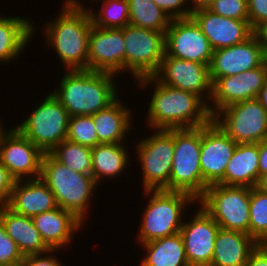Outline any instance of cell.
I'll return each mask as SVG.
<instances>
[{"mask_svg": "<svg viewBox=\"0 0 267 266\" xmlns=\"http://www.w3.org/2000/svg\"><path fill=\"white\" fill-rule=\"evenodd\" d=\"M255 187L260 191L267 193V173L259 176Z\"/></svg>", "mask_w": 267, "mask_h": 266, "instance_id": "bcb514c9", "label": "cell"}, {"mask_svg": "<svg viewBox=\"0 0 267 266\" xmlns=\"http://www.w3.org/2000/svg\"><path fill=\"white\" fill-rule=\"evenodd\" d=\"M26 18L0 16V64L17 59L33 37L34 23Z\"/></svg>", "mask_w": 267, "mask_h": 266, "instance_id": "4316f807", "label": "cell"}, {"mask_svg": "<svg viewBox=\"0 0 267 266\" xmlns=\"http://www.w3.org/2000/svg\"><path fill=\"white\" fill-rule=\"evenodd\" d=\"M153 77L161 84L192 92L210 105L208 100L212 96V81L209 66L206 64L171 57L165 53ZM204 96L208 99L206 100Z\"/></svg>", "mask_w": 267, "mask_h": 266, "instance_id": "7c38bea8", "label": "cell"}, {"mask_svg": "<svg viewBox=\"0 0 267 266\" xmlns=\"http://www.w3.org/2000/svg\"><path fill=\"white\" fill-rule=\"evenodd\" d=\"M125 71L135 80L153 76L165 56V32L144 29L128 24L123 28Z\"/></svg>", "mask_w": 267, "mask_h": 266, "instance_id": "30bf717a", "label": "cell"}, {"mask_svg": "<svg viewBox=\"0 0 267 266\" xmlns=\"http://www.w3.org/2000/svg\"><path fill=\"white\" fill-rule=\"evenodd\" d=\"M32 220L42 240L50 249H63L71 242L75 232L81 226L83 227V222L72 212L59 206L51 211L33 216Z\"/></svg>", "mask_w": 267, "mask_h": 266, "instance_id": "7402d4cb", "label": "cell"}, {"mask_svg": "<svg viewBox=\"0 0 267 266\" xmlns=\"http://www.w3.org/2000/svg\"><path fill=\"white\" fill-rule=\"evenodd\" d=\"M248 22L253 29L261 22L267 21V0H247Z\"/></svg>", "mask_w": 267, "mask_h": 266, "instance_id": "f35d334b", "label": "cell"}, {"mask_svg": "<svg viewBox=\"0 0 267 266\" xmlns=\"http://www.w3.org/2000/svg\"><path fill=\"white\" fill-rule=\"evenodd\" d=\"M43 155L44 152L16 127L1 135L0 163L16 180L39 178Z\"/></svg>", "mask_w": 267, "mask_h": 266, "instance_id": "5bb4252c", "label": "cell"}, {"mask_svg": "<svg viewBox=\"0 0 267 266\" xmlns=\"http://www.w3.org/2000/svg\"><path fill=\"white\" fill-rule=\"evenodd\" d=\"M165 53L209 66L213 49L200 26L189 17L172 19L165 32Z\"/></svg>", "mask_w": 267, "mask_h": 266, "instance_id": "4fadbf2b", "label": "cell"}, {"mask_svg": "<svg viewBox=\"0 0 267 266\" xmlns=\"http://www.w3.org/2000/svg\"><path fill=\"white\" fill-rule=\"evenodd\" d=\"M124 147L122 143H102L92 148V176L97 184L103 177H118L126 170L129 153Z\"/></svg>", "mask_w": 267, "mask_h": 266, "instance_id": "f1b7e54d", "label": "cell"}, {"mask_svg": "<svg viewBox=\"0 0 267 266\" xmlns=\"http://www.w3.org/2000/svg\"><path fill=\"white\" fill-rule=\"evenodd\" d=\"M208 9L223 17L248 21L247 0H215Z\"/></svg>", "mask_w": 267, "mask_h": 266, "instance_id": "e575fe53", "label": "cell"}, {"mask_svg": "<svg viewBox=\"0 0 267 266\" xmlns=\"http://www.w3.org/2000/svg\"><path fill=\"white\" fill-rule=\"evenodd\" d=\"M252 35L256 38L260 46L267 50V21L261 22L253 28Z\"/></svg>", "mask_w": 267, "mask_h": 266, "instance_id": "b9f144b4", "label": "cell"}, {"mask_svg": "<svg viewBox=\"0 0 267 266\" xmlns=\"http://www.w3.org/2000/svg\"><path fill=\"white\" fill-rule=\"evenodd\" d=\"M160 9H162L171 19L189 18L192 15L190 6L186 5L188 0H152ZM184 9H183V7ZM189 6V7H188Z\"/></svg>", "mask_w": 267, "mask_h": 266, "instance_id": "8d00e7d4", "label": "cell"}, {"mask_svg": "<svg viewBox=\"0 0 267 266\" xmlns=\"http://www.w3.org/2000/svg\"><path fill=\"white\" fill-rule=\"evenodd\" d=\"M15 182L9 170L0 163V208L9 205Z\"/></svg>", "mask_w": 267, "mask_h": 266, "instance_id": "74e56055", "label": "cell"}, {"mask_svg": "<svg viewBox=\"0 0 267 266\" xmlns=\"http://www.w3.org/2000/svg\"><path fill=\"white\" fill-rule=\"evenodd\" d=\"M266 78L265 62L255 69L218 78L212 84V96L209 101L214 104L208 105L210 115L213 117L218 111L231 104L257 98Z\"/></svg>", "mask_w": 267, "mask_h": 266, "instance_id": "2e32d148", "label": "cell"}, {"mask_svg": "<svg viewBox=\"0 0 267 266\" xmlns=\"http://www.w3.org/2000/svg\"><path fill=\"white\" fill-rule=\"evenodd\" d=\"M0 220L23 256L42 254L51 250L42 240L32 217L17 214L6 206L0 208Z\"/></svg>", "mask_w": 267, "mask_h": 266, "instance_id": "603a6c76", "label": "cell"}, {"mask_svg": "<svg viewBox=\"0 0 267 266\" xmlns=\"http://www.w3.org/2000/svg\"><path fill=\"white\" fill-rule=\"evenodd\" d=\"M8 207L17 214L33 217L58 205L49 187L40 178H31L16 180Z\"/></svg>", "mask_w": 267, "mask_h": 266, "instance_id": "44dd1931", "label": "cell"}, {"mask_svg": "<svg viewBox=\"0 0 267 266\" xmlns=\"http://www.w3.org/2000/svg\"><path fill=\"white\" fill-rule=\"evenodd\" d=\"M131 114L130 108L118 98L107 108L92 114L99 144L124 143L122 141H126V134L132 127Z\"/></svg>", "mask_w": 267, "mask_h": 266, "instance_id": "484cf974", "label": "cell"}, {"mask_svg": "<svg viewBox=\"0 0 267 266\" xmlns=\"http://www.w3.org/2000/svg\"><path fill=\"white\" fill-rule=\"evenodd\" d=\"M54 194L56 203L84 223L90 198L98 185L92 175L73 171L44 153L39 177Z\"/></svg>", "mask_w": 267, "mask_h": 266, "instance_id": "277c9868", "label": "cell"}, {"mask_svg": "<svg viewBox=\"0 0 267 266\" xmlns=\"http://www.w3.org/2000/svg\"><path fill=\"white\" fill-rule=\"evenodd\" d=\"M258 243L240 231L219 229L209 266H245L250 252Z\"/></svg>", "mask_w": 267, "mask_h": 266, "instance_id": "cb8c5ba5", "label": "cell"}, {"mask_svg": "<svg viewBox=\"0 0 267 266\" xmlns=\"http://www.w3.org/2000/svg\"><path fill=\"white\" fill-rule=\"evenodd\" d=\"M140 245L147 252L140 266H189L180 232Z\"/></svg>", "mask_w": 267, "mask_h": 266, "instance_id": "83f0119b", "label": "cell"}, {"mask_svg": "<svg viewBox=\"0 0 267 266\" xmlns=\"http://www.w3.org/2000/svg\"><path fill=\"white\" fill-rule=\"evenodd\" d=\"M265 62V51L252 35L245 42L213 50L209 65L212 84L220 77L240 74L260 67Z\"/></svg>", "mask_w": 267, "mask_h": 266, "instance_id": "d6986e66", "label": "cell"}, {"mask_svg": "<svg viewBox=\"0 0 267 266\" xmlns=\"http://www.w3.org/2000/svg\"><path fill=\"white\" fill-rule=\"evenodd\" d=\"M201 127L174 129L170 191L185 192L198 200L207 189L200 167Z\"/></svg>", "mask_w": 267, "mask_h": 266, "instance_id": "8992f818", "label": "cell"}, {"mask_svg": "<svg viewBox=\"0 0 267 266\" xmlns=\"http://www.w3.org/2000/svg\"><path fill=\"white\" fill-rule=\"evenodd\" d=\"M212 120L237 144L267 139V112L257 98L231 104Z\"/></svg>", "mask_w": 267, "mask_h": 266, "instance_id": "8fae6325", "label": "cell"}, {"mask_svg": "<svg viewBox=\"0 0 267 266\" xmlns=\"http://www.w3.org/2000/svg\"><path fill=\"white\" fill-rule=\"evenodd\" d=\"M53 251L58 250L51 249L49 252L42 253L43 257L41 254L26 255L23 258L22 266H63L55 256H46L49 253L51 254V252L54 253Z\"/></svg>", "mask_w": 267, "mask_h": 266, "instance_id": "ab89813d", "label": "cell"}, {"mask_svg": "<svg viewBox=\"0 0 267 266\" xmlns=\"http://www.w3.org/2000/svg\"><path fill=\"white\" fill-rule=\"evenodd\" d=\"M67 139L91 148L98 145L99 139L92 115L71 116L69 118Z\"/></svg>", "mask_w": 267, "mask_h": 266, "instance_id": "836d02e7", "label": "cell"}, {"mask_svg": "<svg viewBox=\"0 0 267 266\" xmlns=\"http://www.w3.org/2000/svg\"><path fill=\"white\" fill-rule=\"evenodd\" d=\"M261 244L267 246V238Z\"/></svg>", "mask_w": 267, "mask_h": 266, "instance_id": "681fc988", "label": "cell"}, {"mask_svg": "<svg viewBox=\"0 0 267 266\" xmlns=\"http://www.w3.org/2000/svg\"><path fill=\"white\" fill-rule=\"evenodd\" d=\"M136 81L142 88L155 83L146 123L153 130L197 128L212 120L208 105L194 93L161 84L153 76Z\"/></svg>", "mask_w": 267, "mask_h": 266, "instance_id": "6da1fadb", "label": "cell"}, {"mask_svg": "<svg viewBox=\"0 0 267 266\" xmlns=\"http://www.w3.org/2000/svg\"><path fill=\"white\" fill-rule=\"evenodd\" d=\"M257 99L260 101L261 105L266 109V112H267V78H266L265 84L260 90V93Z\"/></svg>", "mask_w": 267, "mask_h": 266, "instance_id": "f6af8a7d", "label": "cell"}, {"mask_svg": "<svg viewBox=\"0 0 267 266\" xmlns=\"http://www.w3.org/2000/svg\"><path fill=\"white\" fill-rule=\"evenodd\" d=\"M192 218L180 230L189 266H209L220 227L202 207Z\"/></svg>", "mask_w": 267, "mask_h": 266, "instance_id": "ac0fdd59", "label": "cell"}, {"mask_svg": "<svg viewBox=\"0 0 267 266\" xmlns=\"http://www.w3.org/2000/svg\"><path fill=\"white\" fill-rule=\"evenodd\" d=\"M197 202L221 229L250 235V187L213 184Z\"/></svg>", "mask_w": 267, "mask_h": 266, "instance_id": "52a82bcc", "label": "cell"}, {"mask_svg": "<svg viewBox=\"0 0 267 266\" xmlns=\"http://www.w3.org/2000/svg\"><path fill=\"white\" fill-rule=\"evenodd\" d=\"M80 0H65L62 12L46 25L47 45L54 47L67 70L88 69L89 34L93 25L89 9Z\"/></svg>", "mask_w": 267, "mask_h": 266, "instance_id": "7a4b0ae2", "label": "cell"}, {"mask_svg": "<svg viewBox=\"0 0 267 266\" xmlns=\"http://www.w3.org/2000/svg\"><path fill=\"white\" fill-rule=\"evenodd\" d=\"M129 24L157 32H166L172 19L152 0H127Z\"/></svg>", "mask_w": 267, "mask_h": 266, "instance_id": "f546056e", "label": "cell"}, {"mask_svg": "<svg viewBox=\"0 0 267 266\" xmlns=\"http://www.w3.org/2000/svg\"><path fill=\"white\" fill-rule=\"evenodd\" d=\"M137 153L142 167L143 187L146 190L170 191V174L174 154V129H157L140 140Z\"/></svg>", "mask_w": 267, "mask_h": 266, "instance_id": "9c48e42d", "label": "cell"}, {"mask_svg": "<svg viewBox=\"0 0 267 266\" xmlns=\"http://www.w3.org/2000/svg\"><path fill=\"white\" fill-rule=\"evenodd\" d=\"M4 132H5V131L3 130L2 124H0V138H1V135H2Z\"/></svg>", "mask_w": 267, "mask_h": 266, "instance_id": "7dc6e473", "label": "cell"}, {"mask_svg": "<svg viewBox=\"0 0 267 266\" xmlns=\"http://www.w3.org/2000/svg\"><path fill=\"white\" fill-rule=\"evenodd\" d=\"M236 145L213 120L201 127L200 167L207 187L224 185V173Z\"/></svg>", "mask_w": 267, "mask_h": 266, "instance_id": "9a60e30c", "label": "cell"}, {"mask_svg": "<svg viewBox=\"0 0 267 266\" xmlns=\"http://www.w3.org/2000/svg\"><path fill=\"white\" fill-rule=\"evenodd\" d=\"M191 17L200 26L213 50L240 44L252 36L253 29L248 21L223 17L208 8L193 11Z\"/></svg>", "mask_w": 267, "mask_h": 266, "instance_id": "ffe728a7", "label": "cell"}, {"mask_svg": "<svg viewBox=\"0 0 267 266\" xmlns=\"http://www.w3.org/2000/svg\"><path fill=\"white\" fill-rule=\"evenodd\" d=\"M102 1V9L89 13L94 26L100 28H124L129 24V6L127 0H95Z\"/></svg>", "mask_w": 267, "mask_h": 266, "instance_id": "1f68e13d", "label": "cell"}, {"mask_svg": "<svg viewBox=\"0 0 267 266\" xmlns=\"http://www.w3.org/2000/svg\"><path fill=\"white\" fill-rule=\"evenodd\" d=\"M259 179V143L237 144L225 173V186L255 187Z\"/></svg>", "mask_w": 267, "mask_h": 266, "instance_id": "d4e9b609", "label": "cell"}, {"mask_svg": "<svg viewBox=\"0 0 267 266\" xmlns=\"http://www.w3.org/2000/svg\"><path fill=\"white\" fill-rule=\"evenodd\" d=\"M116 75L90 70H68L52 93L69 116L92 115L107 108L119 96Z\"/></svg>", "mask_w": 267, "mask_h": 266, "instance_id": "3957f363", "label": "cell"}, {"mask_svg": "<svg viewBox=\"0 0 267 266\" xmlns=\"http://www.w3.org/2000/svg\"><path fill=\"white\" fill-rule=\"evenodd\" d=\"M188 1H192V3L190 4H194L192 5V7H190L191 11H195L201 8H208L215 0H188Z\"/></svg>", "mask_w": 267, "mask_h": 266, "instance_id": "ee69618b", "label": "cell"}, {"mask_svg": "<svg viewBox=\"0 0 267 266\" xmlns=\"http://www.w3.org/2000/svg\"><path fill=\"white\" fill-rule=\"evenodd\" d=\"M245 266H267V246L258 244L250 252Z\"/></svg>", "mask_w": 267, "mask_h": 266, "instance_id": "60d3db41", "label": "cell"}, {"mask_svg": "<svg viewBox=\"0 0 267 266\" xmlns=\"http://www.w3.org/2000/svg\"><path fill=\"white\" fill-rule=\"evenodd\" d=\"M23 254L0 220V266H22Z\"/></svg>", "mask_w": 267, "mask_h": 266, "instance_id": "d590c367", "label": "cell"}, {"mask_svg": "<svg viewBox=\"0 0 267 266\" xmlns=\"http://www.w3.org/2000/svg\"><path fill=\"white\" fill-rule=\"evenodd\" d=\"M265 63L267 65V50L265 51Z\"/></svg>", "mask_w": 267, "mask_h": 266, "instance_id": "c3c4849f", "label": "cell"}, {"mask_svg": "<svg viewBox=\"0 0 267 266\" xmlns=\"http://www.w3.org/2000/svg\"><path fill=\"white\" fill-rule=\"evenodd\" d=\"M250 236L261 244L267 238V193L250 187Z\"/></svg>", "mask_w": 267, "mask_h": 266, "instance_id": "d6a6232c", "label": "cell"}, {"mask_svg": "<svg viewBox=\"0 0 267 266\" xmlns=\"http://www.w3.org/2000/svg\"><path fill=\"white\" fill-rule=\"evenodd\" d=\"M144 193L150 194V199L139 227L141 244L179 233L185 206L197 201L190 194L179 191L146 190Z\"/></svg>", "mask_w": 267, "mask_h": 266, "instance_id": "5b68a950", "label": "cell"}, {"mask_svg": "<svg viewBox=\"0 0 267 266\" xmlns=\"http://www.w3.org/2000/svg\"><path fill=\"white\" fill-rule=\"evenodd\" d=\"M50 154L75 172L92 175V148L65 139Z\"/></svg>", "mask_w": 267, "mask_h": 266, "instance_id": "4dcf8cb0", "label": "cell"}, {"mask_svg": "<svg viewBox=\"0 0 267 266\" xmlns=\"http://www.w3.org/2000/svg\"><path fill=\"white\" fill-rule=\"evenodd\" d=\"M29 116L16 128L44 153H50L67 139L70 116L53 93Z\"/></svg>", "mask_w": 267, "mask_h": 266, "instance_id": "ba28073f", "label": "cell"}, {"mask_svg": "<svg viewBox=\"0 0 267 266\" xmlns=\"http://www.w3.org/2000/svg\"><path fill=\"white\" fill-rule=\"evenodd\" d=\"M267 173V139L259 143V176Z\"/></svg>", "mask_w": 267, "mask_h": 266, "instance_id": "7bdbcfd3", "label": "cell"}, {"mask_svg": "<svg viewBox=\"0 0 267 266\" xmlns=\"http://www.w3.org/2000/svg\"><path fill=\"white\" fill-rule=\"evenodd\" d=\"M88 70L113 75L125 70L123 28L92 25L88 45Z\"/></svg>", "mask_w": 267, "mask_h": 266, "instance_id": "e0dca14e", "label": "cell"}]
</instances>
